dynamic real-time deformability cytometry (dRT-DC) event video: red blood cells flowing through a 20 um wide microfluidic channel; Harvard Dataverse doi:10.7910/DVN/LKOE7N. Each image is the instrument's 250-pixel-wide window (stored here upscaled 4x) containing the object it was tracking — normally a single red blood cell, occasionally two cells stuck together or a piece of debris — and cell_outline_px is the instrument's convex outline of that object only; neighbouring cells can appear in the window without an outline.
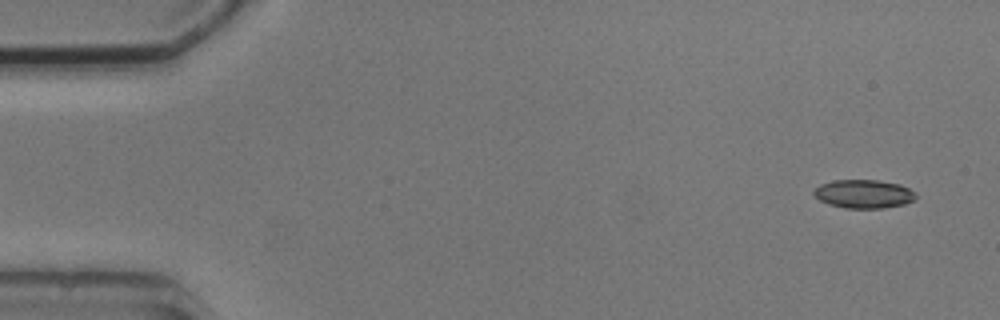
{"species": "common noctule bat (a hibernating species)", "species_latin": "Nyctalus noctula", "temperature_condition": "cold", "stored_images_in_passage": 7, "camera_frame_rate_fps": 3000, "um_per_image_px": 0.085, "animal": {"sex": "male", "body_mass_g": 20.5, "forearm_length_mm": 52.5}, "frame": {"image": 1, "passage_image": 1, "time_ms": 0.0, "image_size_px": [1000, 320], "cell_outline_px": [[916, 200], [904, 204], [884, 208], [844, 208], [828, 204], [820, 200], [812, 192], [820, 184], [832, 180], [880, 180], [900, 184], [916, 192]], "centroid_in_image_um": [73.44, 16.48], "position_along_channel_um": 11.6, "area_um2": 17.11}}
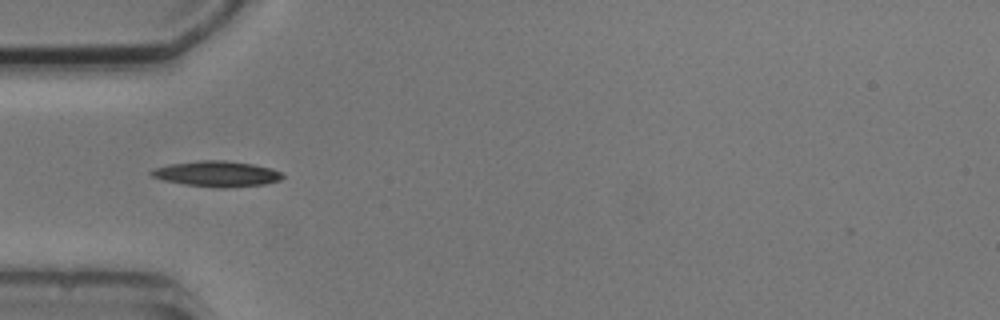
{"frame": {"image": 2, "passage_image": 5, "time_ms": 4.667, "image_size_px": [1000, 320], "cell_outline_px": [[284, 176], [280, 180], [264, 184], [224, 188], [216, 188], [184, 184], [164, 180], [152, 176], [148, 172], [152, 168], [168, 164], [200, 160], [224, 160], [252, 164], [272, 168], [280, 172]], "centroid_in_image_um": [18.4, 14.77], "position_along_channel_um": 66.6, "area_um2": 19.65}}
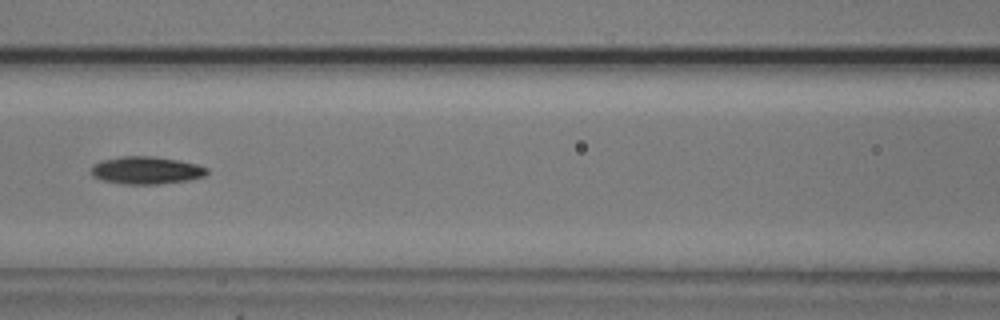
{"frame": {"image": 3, "passage_image": 7, "time_ms": 7.0, "image_size_px": [1000, 320], "cell_outline_px": [[208, 172], [204, 176], [188, 180], [156, 184], [124, 184], [104, 180], [92, 176], [92, 164], [100, 160], [120, 156], [156, 156], [180, 160], [196, 164], [208, 168]], "centroid_in_image_um": [12.43, 14.46], "position_along_channel_um": 154.2, "area_um2": 18.67}}